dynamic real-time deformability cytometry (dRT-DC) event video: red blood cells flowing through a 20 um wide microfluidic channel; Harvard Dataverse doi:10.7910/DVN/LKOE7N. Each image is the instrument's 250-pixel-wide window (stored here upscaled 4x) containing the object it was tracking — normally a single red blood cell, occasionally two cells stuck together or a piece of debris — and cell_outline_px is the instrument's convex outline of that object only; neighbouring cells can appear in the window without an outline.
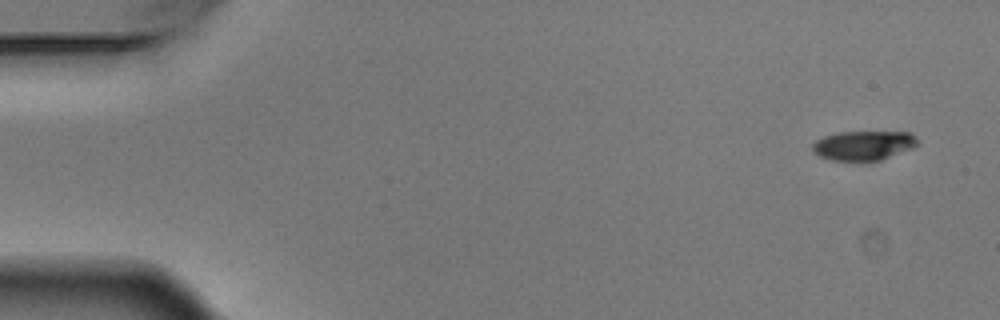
{"species": "Egyptian fruit bat (a non-hibernating species)", "species_latin": "Rousettus aegyptiacus", "temperature_condition": "warm", "stored_images_in_passage": 7, "camera_frame_rate_fps": 3000, "um_per_image_px": 0.085, "animal": {"sex": "male"}, "frame": {"image": 1, "passage_image": 1, "time_ms": 0.0, "image_size_px": [1000, 320], "cell_outline_px": [[920, 144], [912, 148], [880, 160], [868, 164], [832, 160], [820, 156], [812, 152], [812, 144], [816, 140], [824, 136], [840, 132], [908, 132], [916, 136]], "centroid_in_image_um": [73.4, 12.4], "position_along_channel_um": 11.6, "area_um2": 18.61}}
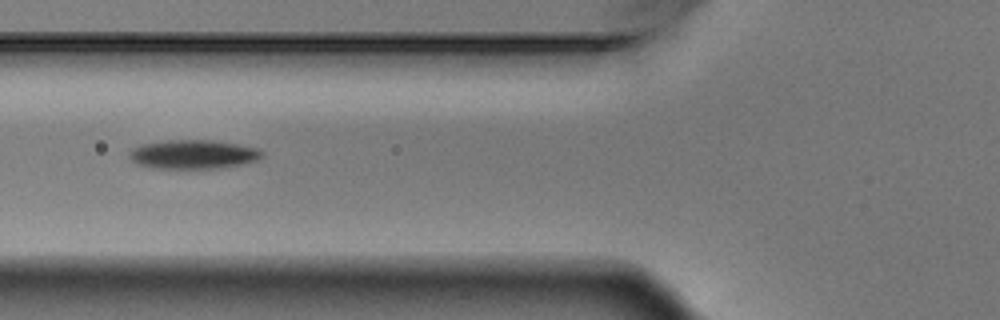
{"frame": {"image": 2, "passage_image": 6, "time_ms": 1.667, "image_size_px": [1000, 320], "cell_outline_px": [[264, 156], [256, 160], [240, 164], [220, 168], [152, 168], [136, 164], [128, 156], [128, 152], [132, 148], [140, 144], [168, 140], [212, 140], [260, 148], [264, 152]], "centroid_in_image_um": [16.4, 13.11], "position_along_channel_um": 109.4, "area_um2": 22.54}}
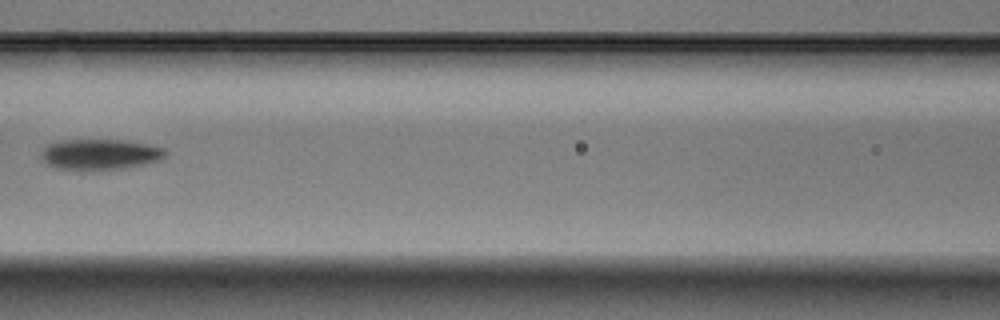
{"frame": {"image": 3, "passage_image": 7, "time_ms": 2.0, "image_size_px": [1000, 320], "cell_outline_px": [[168, 152], [160, 160], [144, 164], [124, 168], [56, 168], [48, 164], [40, 156], [40, 152], [48, 144], [60, 140], [124, 140], [148, 144], [164, 148]], "centroid_in_image_um": [8.52, 13.08], "position_along_channel_um": 158.1, "area_um2": 21.68}}